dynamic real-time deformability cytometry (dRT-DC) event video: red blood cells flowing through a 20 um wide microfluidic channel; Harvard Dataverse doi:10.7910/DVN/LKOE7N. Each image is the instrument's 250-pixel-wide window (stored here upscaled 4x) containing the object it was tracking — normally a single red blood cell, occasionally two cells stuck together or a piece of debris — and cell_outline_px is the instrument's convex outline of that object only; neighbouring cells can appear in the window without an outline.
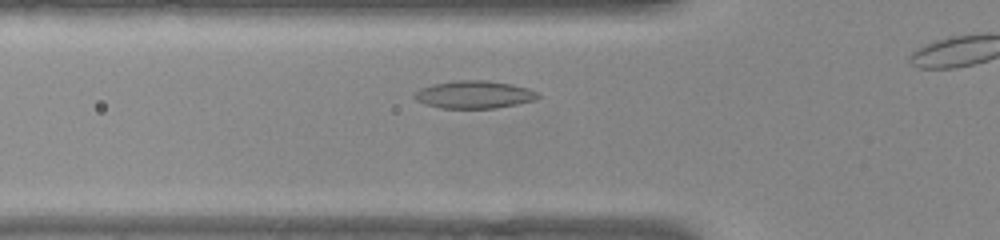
{"species": "common noctule bat (a hibernating species)", "species_latin": "Nyctalus noctula", "temperature_condition": "warm", "stored_images_in_passage": 13, "camera_frame_rate_fps": 3000, "um_per_image_px": 0.085, "animal": {"sex": "female", "body_mass_g": 22.0, "forearm_length_mm": 56.7}, "frame": {"image": 1, "passage_image": 8, "time_ms": 2.333, "image_size_px": [1000, 240], "cell_outline_px": [[540, 96], [536, 100], [496, 108], [440, 108], [424, 104], [416, 100], [412, 96], [420, 88], [432, 84], [456, 80], [488, 80], [512, 84], [528, 88], [540, 92]], "centroid_in_image_um": [40.32, 8.03], "position_along_channel_um": 85.5, "area_um2": 20.11}}
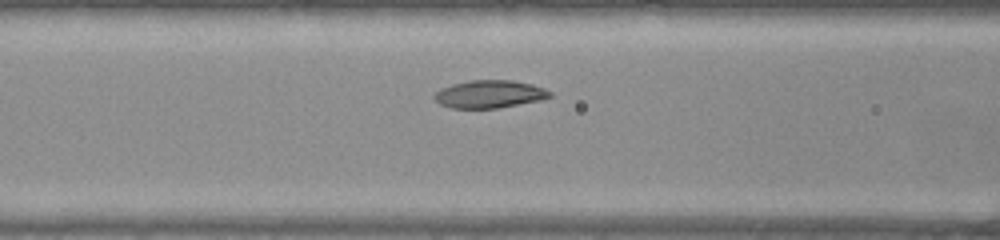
{"frame": {"image": 2, "passage_image": 11, "time_ms": 3.333, "image_size_px": [1000, 240], "cell_outline_px": [[552, 96], [540, 100], [496, 108], [452, 108], [440, 104], [432, 96], [440, 88], [452, 84], [468, 80], [512, 80], [532, 84], [544, 88], [552, 92]], "centroid_in_image_um": [41.59, 7.99], "position_along_channel_um": 125.0, "area_um2": 18.67}}